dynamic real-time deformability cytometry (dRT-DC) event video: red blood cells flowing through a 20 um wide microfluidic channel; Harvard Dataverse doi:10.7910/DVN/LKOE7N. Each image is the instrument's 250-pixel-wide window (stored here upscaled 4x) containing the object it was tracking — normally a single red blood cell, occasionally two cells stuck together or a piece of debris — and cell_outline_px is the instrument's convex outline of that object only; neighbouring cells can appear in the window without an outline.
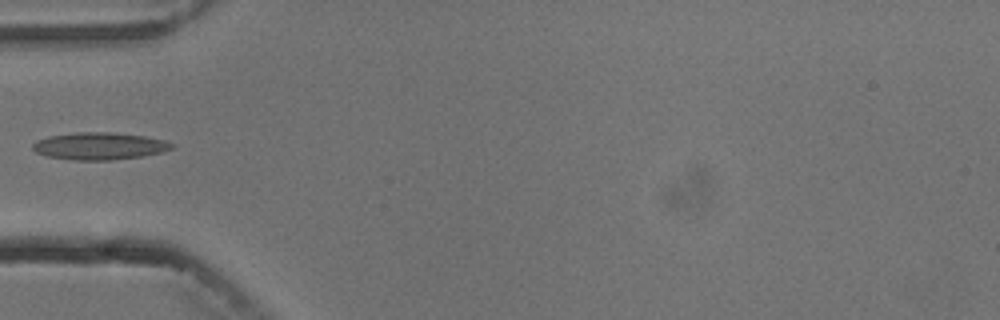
{"species": "common noctule bat (a hibernating species)", "species_latin": "Nyctalus noctula", "temperature_condition": "cold", "stored_images_in_passage": 5, "camera_frame_rate_fps": 3000, "um_per_image_px": 0.085, "animal": {"sex": "male", "body_mass_g": 13.3}, "frame": {"image": 1, "passage_image": 5, "time_ms": 5.333, "image_size_px": [1000, 320], "cell_outline_px": [[176, 144], [172, 148], [160, 152], [140, 156], [112, 160], [72, 160], [48, 156], [36, 152], [32, 148], [32, 144], [36, 140], [48, 136], [76, 132], [112, 132], [144, 136], [164, 140]], "centroid_in_image_um": [8.42, 12.4], "position_along_channel_um": 76.6, "area_um2": 22.02}}